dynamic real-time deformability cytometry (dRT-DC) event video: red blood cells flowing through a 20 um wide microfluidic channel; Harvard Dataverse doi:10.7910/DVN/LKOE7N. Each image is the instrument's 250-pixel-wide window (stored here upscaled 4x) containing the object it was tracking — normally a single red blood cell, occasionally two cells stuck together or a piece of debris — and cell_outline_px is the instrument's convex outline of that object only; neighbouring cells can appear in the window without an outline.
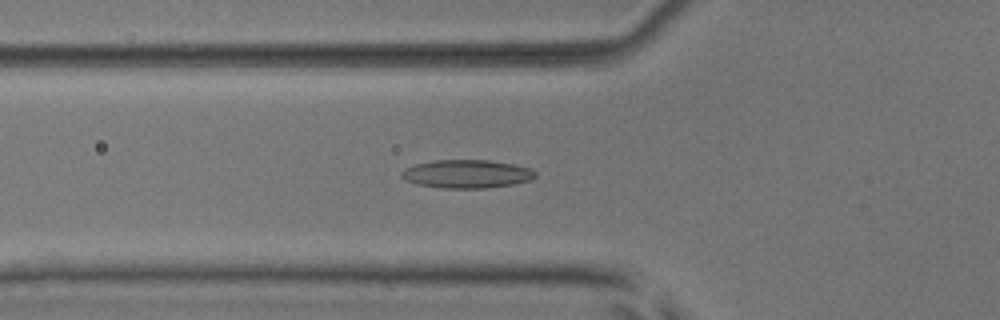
{"species": "common noctule bat (a hibernating species)", "species_latin": "Nyctalus noctula", "temperature_condition": "room temperature", "stored_images_in_passage": 38, "camera_frame_rate_fps": 3000, "um_per_image_px": 0.085, "animal": {"sex": "male", "body_mass_g": 17.9, "forearm_length_mm": 54.2}, "frame": {"image": 1, "passage_image": 10, "time_ms": 3.0, "image_size_px": [1000, 320], "cell_outline_px": [[536, 176], [532, 180], [512, 184], [484, 188], [440, 188], [416, 184], [404, 180], [400, 176], [400, 172], [404, 168], [416, 164], [436, 160], [488, 160], [512, 164], [528, 168], [536, 172]], "centroid_in_image_um": [39.63, 14.79], "position_along_channel_um": 86.2, "area_um2": 22.08}}
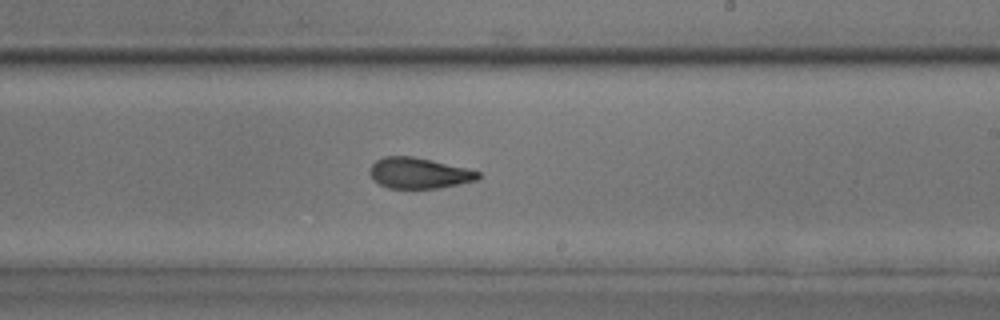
{"frame": {"image": 2, "passage_image": 23, "time_ms": 7.333, "image_size_px": [1000, 320], "cell_outline_px": [[480, 176], [476, 180], [440, 188], [388, 188], [372, 180], [368, 172], [368, 168], [376, 160], [384, 156], [412, 156], [432, 160], [468, 168], [480, 172]], "centroid_in_image_um": [35.57, 14.71], "position_along_channel_um": 253.4, "area_um2": 19.59}}
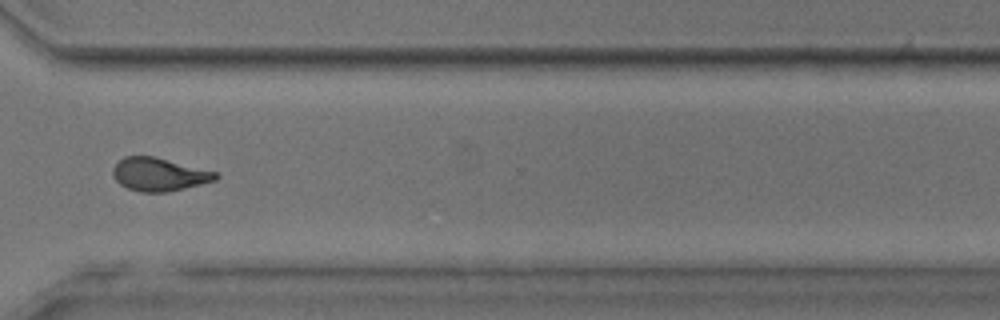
{"frame": {"image": 3, "passage_image": 31, "time_ms": 10.0, "image_size_px": [1000, 320], "cell_outline_px": [[220, 176], [216, 180], [168, 192], [140, 192], [128, 188], [120, 184], [112, 176], [112, 168], [124, 156], [156, 156], [216, 172]], "centroid_in_image_um": [13.51, 14.82], "position_along_channel_um": 357.1, "area_um2": 19.88}, "authors_computed_cell_mechanics": {"area_um2": 19.7676, "velocity_mm_per_s": 3.8616, "shape_relaxation_time_tau1_ms": 10.8687, "shape_relaxation_time_tau2_ms": 1.8049, "deformation_change_tau1": 0.2446, "deformation_change_tau2": 0.092}}